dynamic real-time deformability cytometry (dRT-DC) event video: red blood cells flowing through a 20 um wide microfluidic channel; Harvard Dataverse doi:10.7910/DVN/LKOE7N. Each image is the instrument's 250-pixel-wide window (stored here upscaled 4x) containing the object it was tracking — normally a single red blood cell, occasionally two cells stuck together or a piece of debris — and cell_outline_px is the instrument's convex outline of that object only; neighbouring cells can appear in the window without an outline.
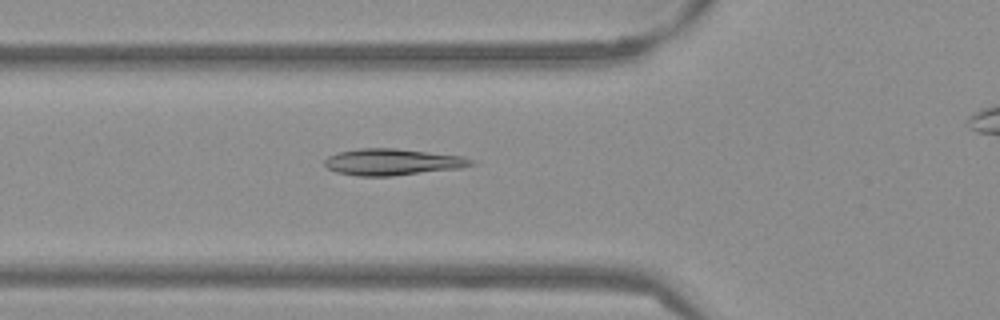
{"species": "Egyptian fruit bat (a non-hibernating species)", "species_latin": "Rousettus aegyptiacus", "temperature_condition": "warm", "stored_images_in_passage": 47, "camera_frame_rate_fps": 3000, "um_per_image_px": 0.085, "frame": {"image": 1, "passage_image": 19, "time_ms": 6.0, "image_size_px": [1000, 320], "cell_outline_px": [[480, 160], [476, 164], [460, 168], [392, 176], [356, 176], [336, 172], [328, 168], [324, 164], [324, 160], [328, 156], [340, 152], [360, 148], [396, 148], [464, 156]], "centroid_in_image_um": [33.43, 13.77], "position_along_channel_um": 92.4, "area_um2": 22.89}}
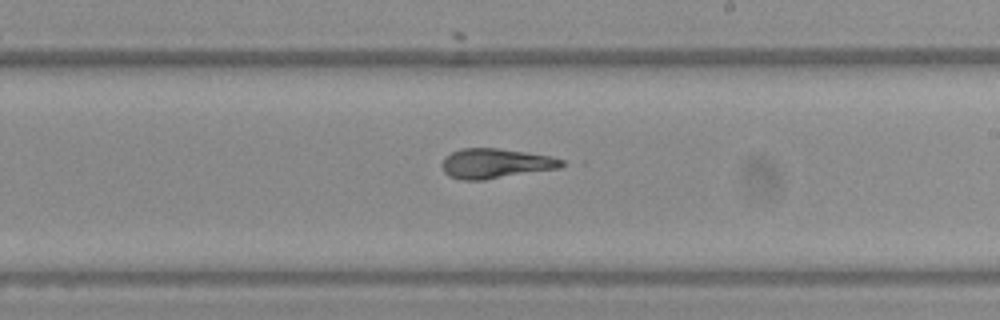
{"frame": {"image": 2, "passage_image": 31, "time_ms": 10.0, "image_size_px": [1000, 320], "cell_outline_px": [[568, 164], [560, 168], [484, 180], [464, 180], [448, 176], [444, 172], [440, 164], [452, 152], [460, 148], [496, 148], [528, 152], [552, 156], [564, 160]], "centroid_in_image_um": [42.16, 13.89], "position_along_channel_um": 246.8, "area_um2": 20.98}}
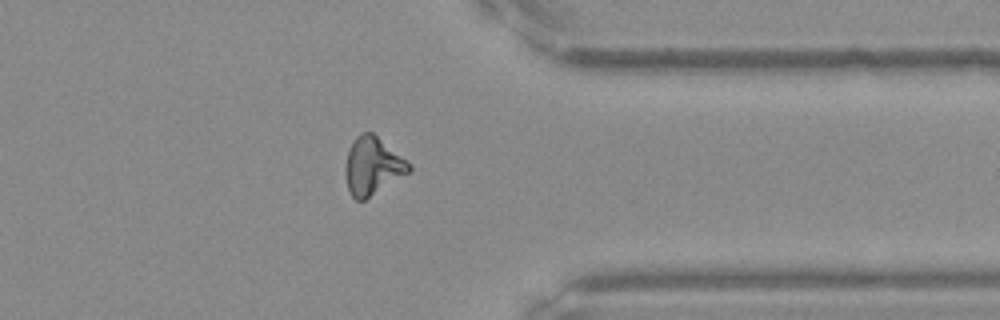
{"frame": {"image": 3, "passage_image": 42, "time_ms": 13.667, "image_size_px": [1000, 320], "cell_outline_px": [[420, 168], [364, 200], [356, 200], [348, 192], [344, 172], [344, 168], [348, 152], [356, 136], [360, 132], [372, 132]], "centroid_in_image_um": [31.77, 14.12], "position_along_channel_um": 379.6, "area_um2": 22.31}, "authors_computed_cell_mechanics": {"area_um2": 21.4438, "velocity_mm_per_s": 3.8368, "shape_relaxation_time_tau1_ms": null, "shape_relaxation_time_tau2_ms": 2.9593, "deformation_change_tau1": null, "deformation_change_tau2": 0.0732}}